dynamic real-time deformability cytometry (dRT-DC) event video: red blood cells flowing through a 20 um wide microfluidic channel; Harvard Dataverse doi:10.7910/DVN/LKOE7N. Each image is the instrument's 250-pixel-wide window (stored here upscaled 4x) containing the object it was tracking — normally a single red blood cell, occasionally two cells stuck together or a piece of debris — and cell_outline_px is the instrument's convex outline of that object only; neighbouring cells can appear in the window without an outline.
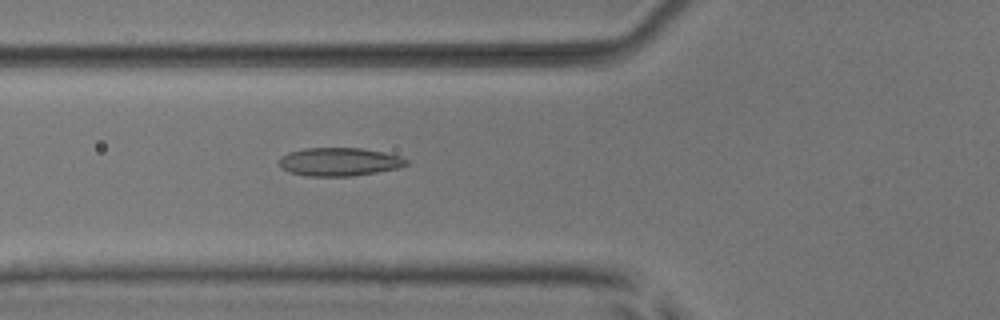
{"species": "common noctule bat (a hibernating species)", "species_latin": "Nyctalus noctula", "temperature_condition": "room temperature", "stored_images_in_passage": 52, "camera_frame_rate_fps": 3000, "um_per_image_px": 0.085, "animal": {"sex": "male", "body_mass_g": 17.9, "forearm_length_mm": 54.2}, "frame": {"image": 1, "passage_image": 20, "time_ms": 6.333, "image_size_px": [1000, 320], "cell_outline_px": [[408, 164], [400, 168], [352, 176], [304, 176], [288, 172], [280, 168], [280, 156], [288, 152], [304, 148], [360, 148], [384, 152], [400, 156], [408, 160]], "centroid_in_image_um": [28.82, 13.75], "position_along_channel_um": 97.0, "area_um2": 21.15}}
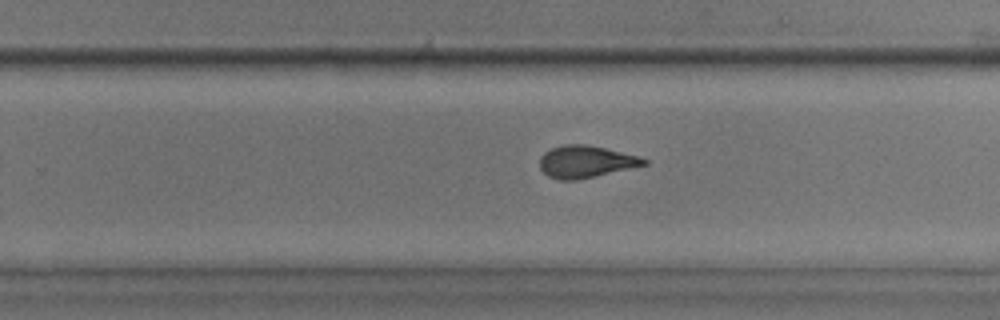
{"frame": {"image": 2, "passage_image": 34, "time_ms": 11.0, "image_size_px": [1000, 320], "cell_outline_px": [[648, 164], [576, 180], [560, 180], [548, 176], [540, 168], [540, 156], [544, 152], [552, 148], [564, 144], [584, 144], [604, 148], [640, 156], [648, 160]], "centroid_in_image_um": [49.77, 13.73], "position_along_channel_um": 280.0, "area_um2": 19.31}}
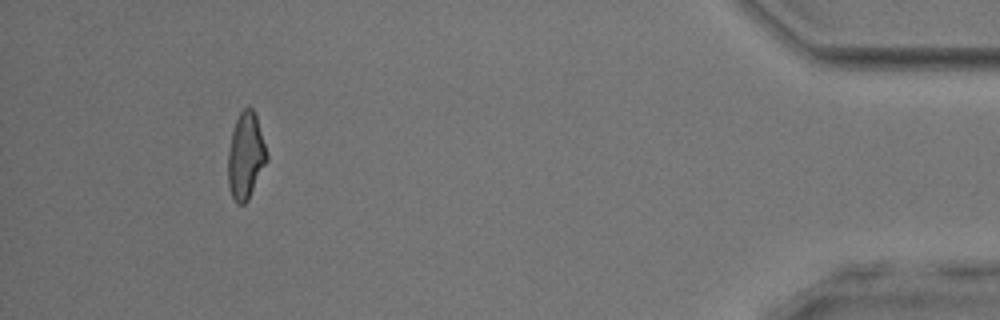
{"frame": {"image": 3, "passage_image": 49, "time_ms": 16.0, "image_size_px": [1000, 320], "cell_outline_px": [[268, 160], [248, 200], [244, 204], [236, 204], [232, 196], [228, 184], [228, 152], [232, 132], [236, 120], [240, 112], [248, 104], [252, 108], [256, 116], [268, 156]], "centroid_in_image_um": [20.88, 13.26], "position_along_channel_um": 414.3, "area_um2": 19.48}, "authors_computed_cell_mechanics": {"area_um2": 19.941, "velocity_mm_per_s": 3.9288, "shape_relaxation_time_tau1_ms": 8.2657, "shape_relaxation_time_tau2_ms": 1.2836, "deformation_change_tau1": 0.2089, "deformation_change_tau2": 0.0698}}